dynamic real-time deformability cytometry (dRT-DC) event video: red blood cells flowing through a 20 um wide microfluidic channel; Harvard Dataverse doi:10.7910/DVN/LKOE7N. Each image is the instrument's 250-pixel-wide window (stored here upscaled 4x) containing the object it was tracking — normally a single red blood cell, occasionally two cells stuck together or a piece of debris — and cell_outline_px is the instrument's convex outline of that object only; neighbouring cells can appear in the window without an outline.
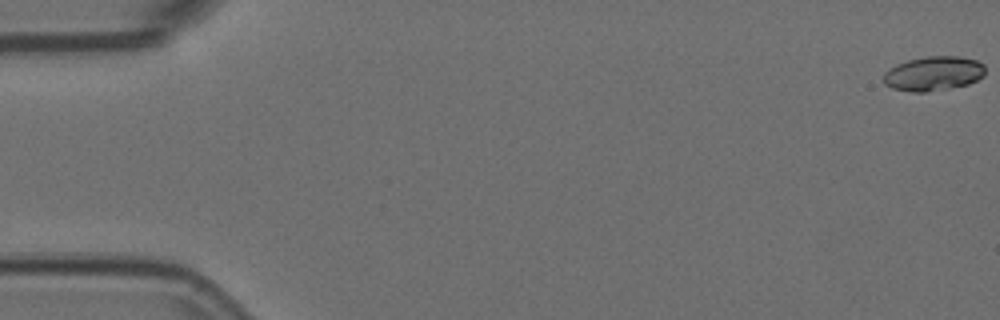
{"species": "Egyptian fruit bat (a non-hibernating species)", "species_latin": "Rousettus aegyptiacus", "temperature_condition": "room temperature", "stored_images_in_passage": 56, "camera_frame_rate_fps": 3000, "um_per_image_px": 0.085, "animal": {"sex": "female"}, "frame": {"image": 1, "passage_image": 1, "time_ms": 0.0, "image_size_px": [1000, 320], "cell_outline_px": [[984, 76], [968, 84], [948, 88], [924, 92], [912, 92], [892, 88], [884, 84], [884, 72], [888, 68], [896, 64], [908, 60], [928, 56], [960, 56], [976, 60], [984, 64]], "centroid_in_image_um": [79.33, 6.24], "position_along_channel_um": 5.7, "area_um2": 20.4}}
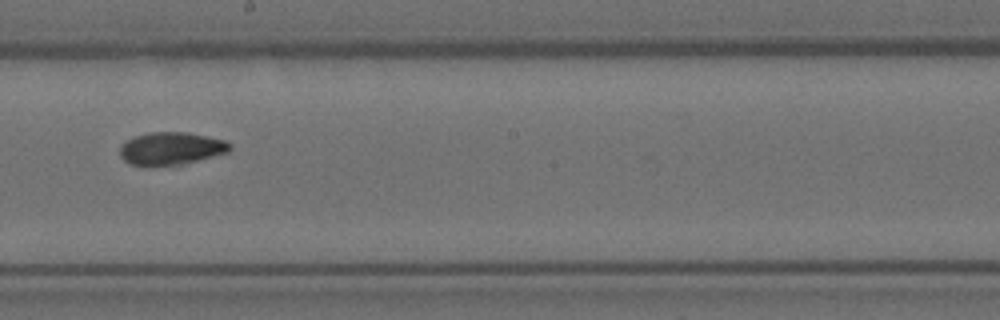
{"frame": {"image": 2, "passage_image": 32, "time_ms": 10.333, "image_size_px": [1000, 320], "cell_outline_px": [[232, 148], [228, 152], [184, 164], [148, 168], [144, 168], [128, 164], [120, 156], [120, 144], [136, 136], [148, 132], [188, 132], [208, 136], [224, 140], [232, 144]], "centroid_in_image_um": [14.51, 12.65], "position_along_channel_um": 233.7, "area_um2": 21.56}}
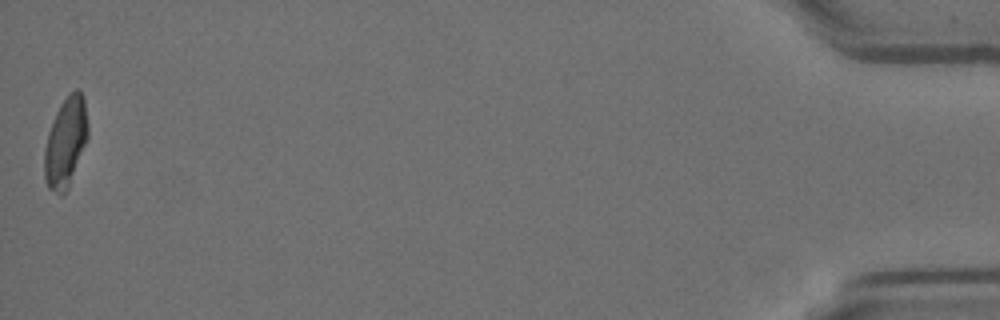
{"frame": {"image": 3, "passage_image": 56, "time_ms": 18.333, "image_size_px": [1000, 320], "cell_outline_px": [[88, 136], [68, 188], [60, 196], [48, 188], [44, 176], [44, 148], [48, 132], [56, 112], [60, 104], [76, 88], [84, 96], [88, 124]], "centroid_in_image_um": [5.57, 12.1], "position_along_channel_um": 429.6, "area_um2": 22.6}, "authors_computed_cell_mechanics": {"area_um2": 21.3282, "velocity_mm_per_s": 3.6854, "shape_relaxation_time_tau1_ms": null, "shape_relaxation_time_tau2_ms": 5.2993, "deformation_change_tau1": null, "deformation_change_tau2": 0.0778}}